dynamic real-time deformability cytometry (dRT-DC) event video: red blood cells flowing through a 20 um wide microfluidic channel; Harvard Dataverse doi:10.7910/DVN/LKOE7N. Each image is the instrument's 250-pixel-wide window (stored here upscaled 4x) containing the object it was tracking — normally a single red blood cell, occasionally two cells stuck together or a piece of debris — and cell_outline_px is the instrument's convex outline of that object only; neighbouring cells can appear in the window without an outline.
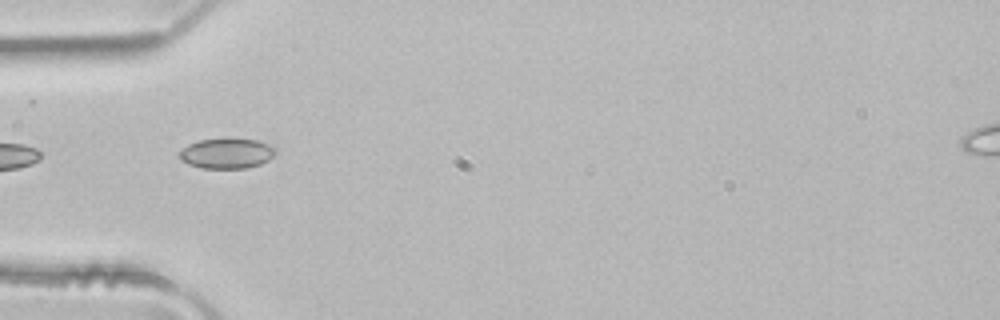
{"species": "common noctule bat (a hibernating species)", "species_latin": "Nyctalus noctula", "temperature_condition": "room temperature", "stored_images_in_passage": 5, "camera_frame_rate_fps": 3000, "um_per_image_px": 0.085, "animal": {"sex": "male", "body_mass_g": 21.5, "forearm_length_mm": 52.0}, "frame": {"image": 1, "passage_image": 5, "time_ms": 1.333, "image_size_px": [1000, 320], "cell_outline_px": [[276, 152], [268, 160], [260, 164], [248, 168], [204, 168], [188, 164], [180, 160], [180, 152], [188, 144], [200, 140], [256, 140], [268, 144], [276, 148]], "centroid_in_image_um": [19.28, 13.06], "position_along_channel_um": 65.7, "area_um2": 16.47}}